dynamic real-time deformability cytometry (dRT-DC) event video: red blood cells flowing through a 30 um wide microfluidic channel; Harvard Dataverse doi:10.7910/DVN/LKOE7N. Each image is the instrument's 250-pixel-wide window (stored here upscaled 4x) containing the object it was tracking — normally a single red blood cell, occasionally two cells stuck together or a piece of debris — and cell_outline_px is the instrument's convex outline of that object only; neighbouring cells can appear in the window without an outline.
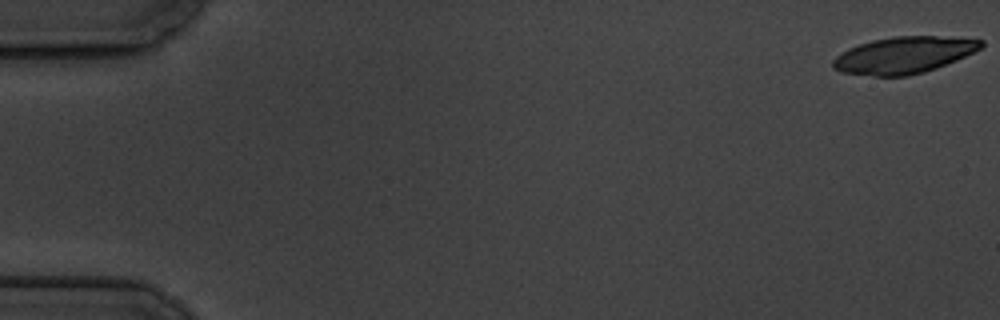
{"species": "common noctule bat (a hibernating species)", "species_latin": "Nyctalus noctula", "temperature_condition": "cold", "stored_images_in_passage": 8, "camera_frame_rate_fps": 3000, "um_per_image_px": 0.085, "animal": {"sex": "male", "body_mass_g": 19.5, "forearm_length_mm": 54.6}, "frame": {"image": 1, "passage_image": 1, "time_ms": 0.0, "image_size_px": [1000, 320], "cell_outline_px": [[984, 44], [980, 48], [956, 60], [936, 68], [924, 72], [908, 76], [876, 76], [840, 72], [832, 68], [832, 60], [836, 56], [848, 48], [872, 40], [896, 36], [936, 36], [984, 40]], "centroid_in_image_um": [76.78, 4.69], "position_along_channel_um": 8.2, "area_um2": 31.44}}